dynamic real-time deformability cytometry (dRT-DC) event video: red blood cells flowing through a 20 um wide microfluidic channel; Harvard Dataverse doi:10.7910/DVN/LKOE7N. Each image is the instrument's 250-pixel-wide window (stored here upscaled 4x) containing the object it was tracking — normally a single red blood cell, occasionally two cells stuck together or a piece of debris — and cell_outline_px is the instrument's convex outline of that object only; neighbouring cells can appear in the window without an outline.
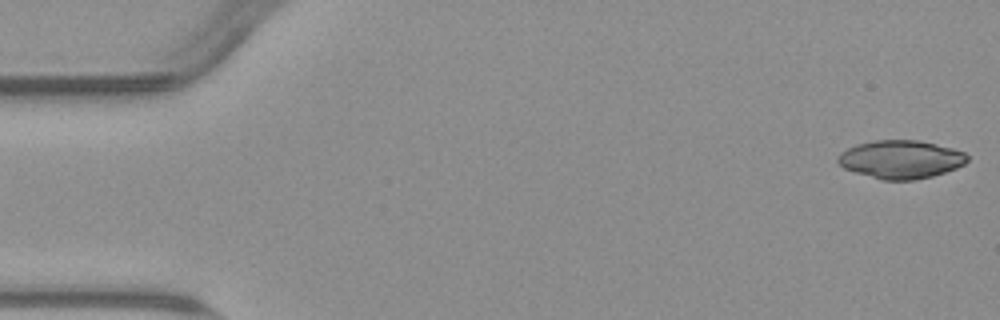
{"species": "common noctule bat (a hibernating species)", "species_latin": "Nyctalus noctula", "temperature_condition": "warm", "stored_images_in_passage": 53, "camera_frame_rate_fps": 3000, "um_per_image_px": 0.085, "animal": {"sex": "male", "body_mass_g": 23.1, "forearm_length_mm": 52.7}, "frame": {"image": 1, "passage_image": 1, "time_ms": 0.0, "image_size_px": [1000, 320], "cell_outline_px": [[968, 160], [964, 164], [956, 168], [932, 176], [916, 180], [880, 180], [844, 168], [836, 160], [836, 156], [840, 152], [856, 144], [872, 140], [920, 140], [952, 148], [964, 152], [968, 156]], "centroid_in_image_um": [76.55, 13.54], "position_along_channel_um": 8.5, "area_um2": 28.96}}